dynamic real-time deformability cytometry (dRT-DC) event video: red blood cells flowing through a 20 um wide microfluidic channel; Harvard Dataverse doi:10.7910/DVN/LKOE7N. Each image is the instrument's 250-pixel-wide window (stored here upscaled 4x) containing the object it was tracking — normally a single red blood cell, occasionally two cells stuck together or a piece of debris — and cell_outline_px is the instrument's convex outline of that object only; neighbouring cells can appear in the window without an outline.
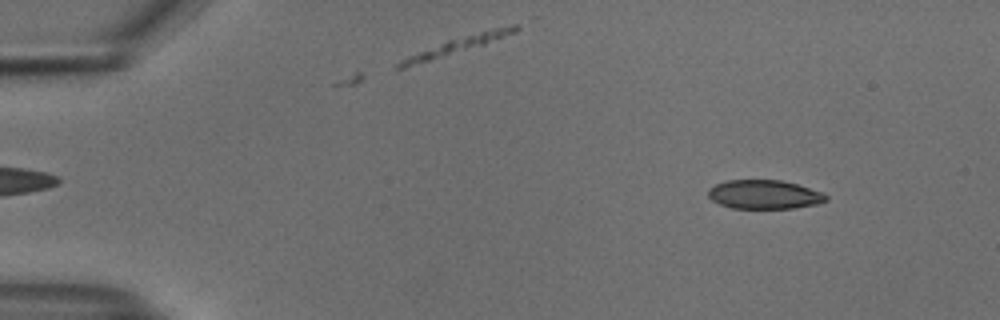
{"species": "common noctule bat (a hibernating species)", "species_latin": "Nyctalus noctula", "temperature_condition": "cold", "stored_images_in_passage": 54, "camera_frame_rate_fps": 3000, "um_per_image_px": 0.085, "animal": {"sex": "male", "body_mass_g": 18.8}, "frame": {"image": 1, "passage_image": 6, "time_ms": 1.667, "image_size_px": [1000, 320], "cell_outline_px": [[828, 200], [816, 204], [792, 208], [732, 208], [720, 204], [712, 200], [708, 196], [708, 188], [716, 184], [728, 180], [780, 180], [796, 184], [824, 192], [828, 196]], "centroid_in_image_um": [64.97, 16.53], "position_along_channel_um": 20.0, "area_um2": 19.83}}
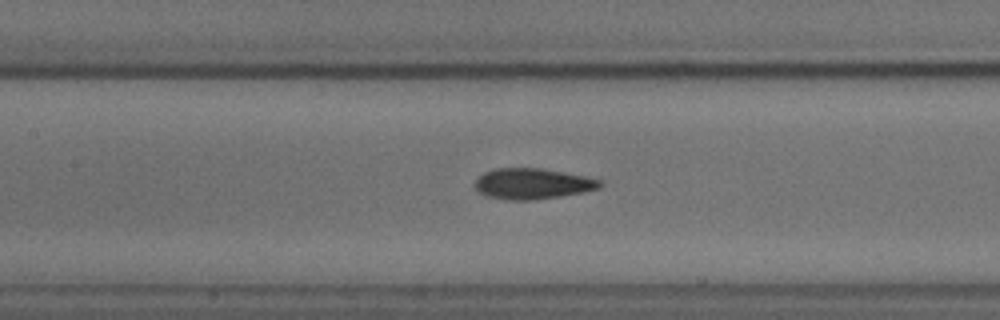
{"frame": {"image": 2, "passage_image": 25, "time_ms": 8.0, "image_size_px": [1000, 320], "cell_outline_px": [[604, 184], [600, 188], [584, 192], [560, 196], [532, 200], [508, 200], [488, 196], [480, 192], [476, 188], [476, 180], [484, 172], [496, 168], [540, 168], [564, 172], [584, 176], [600, 180]], "centroid_in_image_um": [45.29, 15.61], "position_along_channel_um": 162.1, "area_um2": 22.25}}
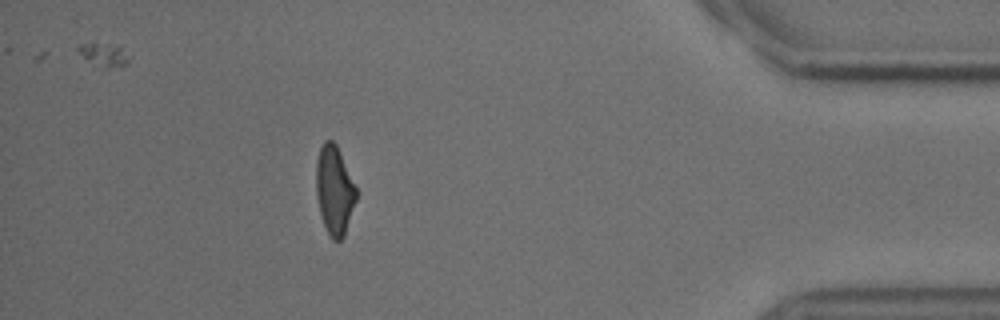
{"frame": {"image": 3, "passage_image": 48, "time_ms": 15.667, "image_size_px": [1000, 320], "cell_outline_px": [[356, 200], [344, 236], [340, 240], [332, 240], [328, 236], [320, 212], [316, 192], [316, 160], [320, 148], [324, 140], [332, 140], [336, 144], [356, 188]], "centroid_in_image_um": [28.41, 16.18], "position_along_channel_um": 406.8, "area_um2": 20.52}, "authors_computed_cell_mechanics": {"area_um2": 21.675, "velocity_mm_per_s": 3.7607, "shape_relaxation_time_tau1_ms": 8.2246, "shape_relaxation_time_tau2_ms": 2.9702, "deformation_change_tau1": 0.183, "deformation_change_tau2": 0.0868}}